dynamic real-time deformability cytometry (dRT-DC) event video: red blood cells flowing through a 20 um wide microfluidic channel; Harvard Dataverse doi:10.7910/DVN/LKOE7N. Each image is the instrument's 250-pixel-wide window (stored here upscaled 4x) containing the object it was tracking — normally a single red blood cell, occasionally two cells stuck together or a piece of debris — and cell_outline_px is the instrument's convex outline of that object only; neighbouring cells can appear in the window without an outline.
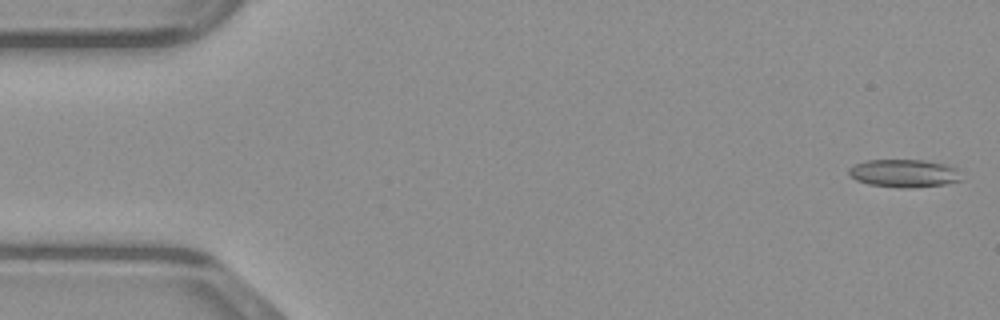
{"species": "common noctule bat (a hibernating species)", "species_latin": "Nyctalus noctula", "temperature_condition": "warm", "stored_images_in_passage": 48, "camera_frame_rate_fps": 3000, "um_per_image_px": 0.085, "animal": {"sex": "male", "body_mass_g": 23.1, "forearm_length_mm": 52.7}, "frame": {"image": 1, "passage_image": 1, "time_ms": 0.0, "image_size_px": [1000, 320], "cell_outline_px": [[964, 180], [944, 184], [912, 188], [896, 188], [868, 184], [856, 180], [848, 176], [848, 168], [856, 164], [868, 160], [920, 160], [944, 164], [956, 168]], "centroid_in_image_um": [76.83, 14.74], "position_along_channel_um": 8.2, "area_um2": 18.44}}
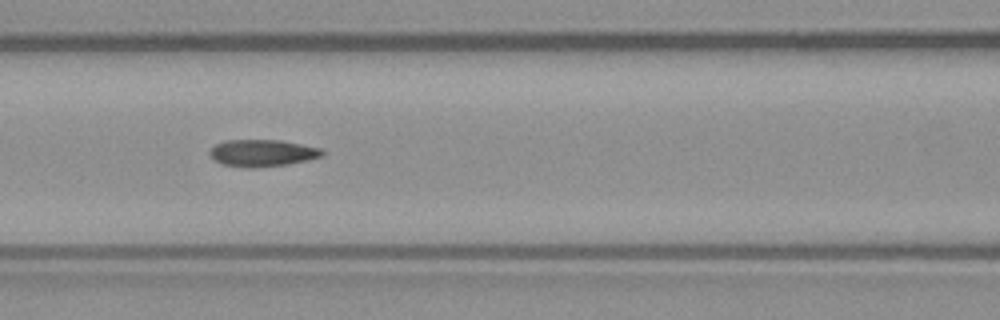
{"frame": {"image": 2, "passage_image": 20, "time_ms": 6.333, "image_size_px": [1000, 320], "cell_outline_px": [[324, 156], [308, 160], [288, 164], [256, 168], [244, 168], [220, 164], [208, 152], [216, 144], [224, 140], [280, 140], [320, 148], [324, 152]], "centroid_in_image_um": [22.3, 13.01], "position_along_channel_um": 144.3, "area_um2": 17.74}}
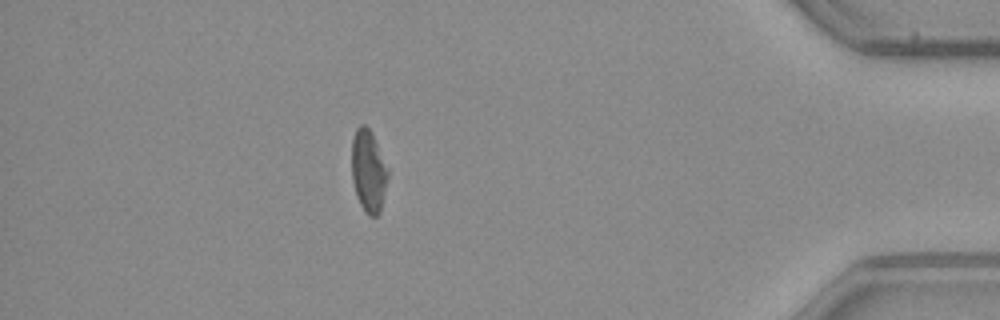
{"frame": {"image": 3, "passage_image": 42, "time_ms": 13.667, "image_size_px": [1000, 320], "cell_outline_px": [[388, 176], [380, 212], [376, 216], [368, 216], [364, 212], [356, 196], [352, 180], [352, 136], [356, 128], [360, 124], [364, 124], [372, 132], [388, 168]], "centroid_in_image_um": [31.31, 14.53], "position_along_channel_um": 403.9, "area_um2": 17.51}}